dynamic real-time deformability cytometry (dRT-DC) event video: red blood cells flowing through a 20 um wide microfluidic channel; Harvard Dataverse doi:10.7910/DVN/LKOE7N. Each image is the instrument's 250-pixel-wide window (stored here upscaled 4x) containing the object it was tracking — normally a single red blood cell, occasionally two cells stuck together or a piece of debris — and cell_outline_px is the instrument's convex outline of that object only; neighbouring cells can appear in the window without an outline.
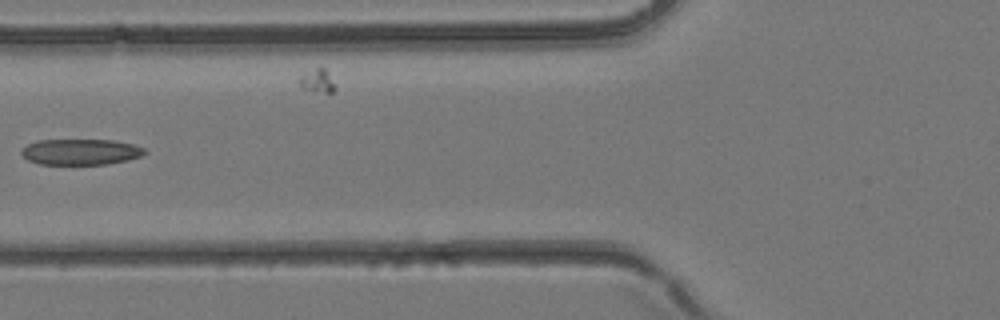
{"species": "common noctule bat (a hibernating species)", "species_latin": "Nyctalus noctula", "temperature_condition": "room temperature", "stored_images_in_passage": 6, "camera_frame_rate_fps": 3000, "um_per_image_px": 0.085, "animal": {"sex": "female", "body_mass_g": 24.6, "forearm_length_mm": 56.2}, "frame": {"image": 1, "passage_image": 5, "time_ms": 1.333, "image_size_px": [1000, 320], "cell_outline_px": [[148, 152], [140, 156], [128, 160], [108, 164], [40, 164], [28, 160], [20, 152], [28, 144], [36, 140], [112, 140], [132, 144], [144, 148]], "centroid_in_image_um": [6.87, 12.91], "position_along_channel_um": 118.9, "area_um2": 18.5}}